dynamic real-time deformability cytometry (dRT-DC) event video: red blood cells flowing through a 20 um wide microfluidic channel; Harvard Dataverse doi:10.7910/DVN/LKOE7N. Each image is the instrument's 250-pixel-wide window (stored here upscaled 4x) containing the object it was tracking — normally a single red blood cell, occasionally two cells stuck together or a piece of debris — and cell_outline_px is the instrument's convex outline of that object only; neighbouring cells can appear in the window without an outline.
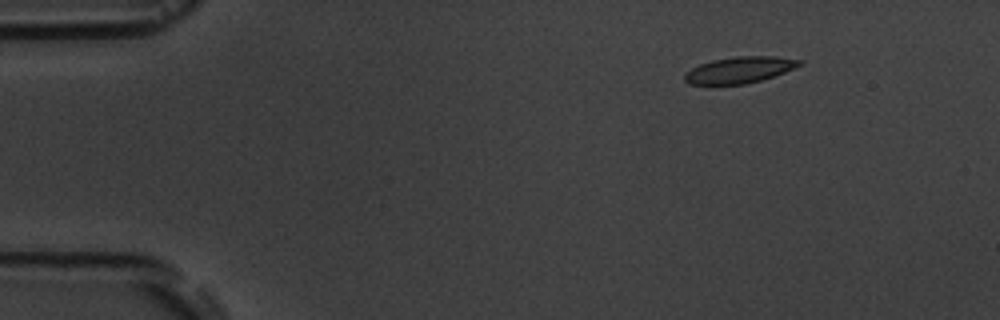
{"species": "common noctule bat (a hibernating species)", "species_latin": "Nyctalus noctula", "temperature_condition": "room temperature", "stored_images_in_passage": 7, "camera_frame_rate_fps": 3000, "um_per_image_px": 0.085, "animal": {"sex": "male", "body_mass_g": 19.5, "forearm_length_mm": 54.6}, "frame": {"image": 1, "passage_image": 2, "time_ms": 1.333, "image_size_px": [1000, 320], "cell_outline_px": [[804, 64], [784, 72], [760, 80], [744, 84], [688, 84], [684, 80], [684, 72], [700, 64], [712, 60], [736, 56], [772, 56], [804, 60]], "centroid_in_image_um": [62.86, 5.93], "position_along_channel_um": 22.1, "area_um2": 17.57}}
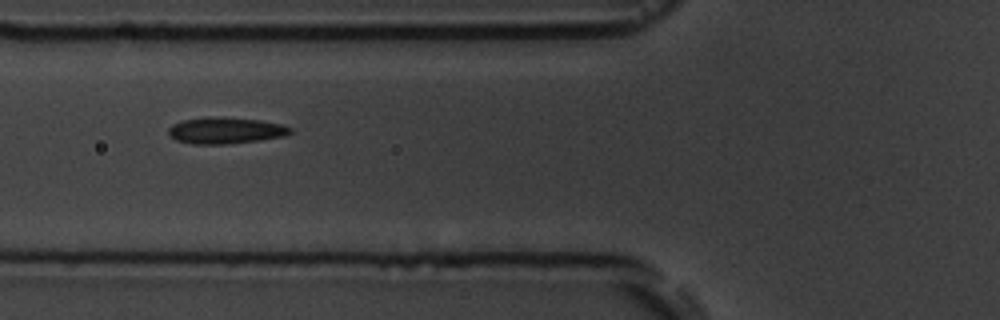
{"frame": {"image": 2, "passage_image": 6, "time_ms": 6.0, "image_size_px": [1000, 320], "cell_outline_px": [[292, 132], [284, 136], [256, 140], [224, 144], [192, 144], [176, 140], [168, 136], [168, 128], [172, 124], [184, 120], [208, 116], [212, 116], [260, 120], [280, 124], [292, 128]], "centroid_in_image_um": [19.11, 11.08], "position_along_channel_um": 106.7, "area_um2": 18.67}}
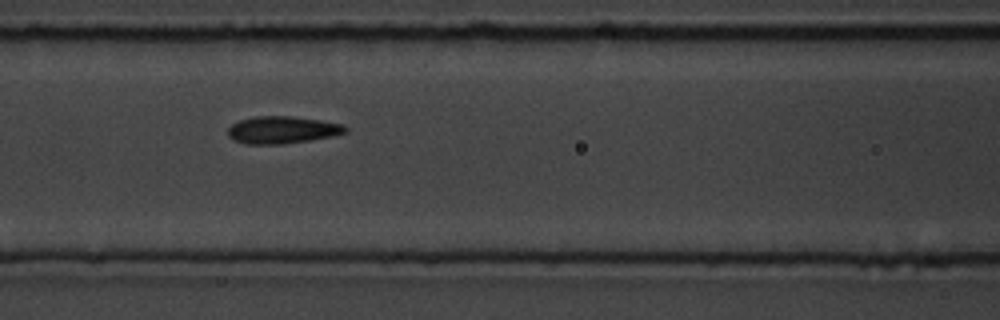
{"frame": {"image": 3, "passage_image": 7, "time_ms": 7.0, "image_size_px": [1000, 320], "cell_outline_px": [[348, 132], [332, 136], [308, 140], [280, 144], [248, 144], [232, 140], [228, 136], [228, 128], [232, 124], [240, 120], [256, 116], [292, 116], [320, 120], [344, 124], [348, 128]], "centroid_in_image_um": [24.0, 11.04], "position_along_channel_um": 142.6, "area_um2": 18.67}}